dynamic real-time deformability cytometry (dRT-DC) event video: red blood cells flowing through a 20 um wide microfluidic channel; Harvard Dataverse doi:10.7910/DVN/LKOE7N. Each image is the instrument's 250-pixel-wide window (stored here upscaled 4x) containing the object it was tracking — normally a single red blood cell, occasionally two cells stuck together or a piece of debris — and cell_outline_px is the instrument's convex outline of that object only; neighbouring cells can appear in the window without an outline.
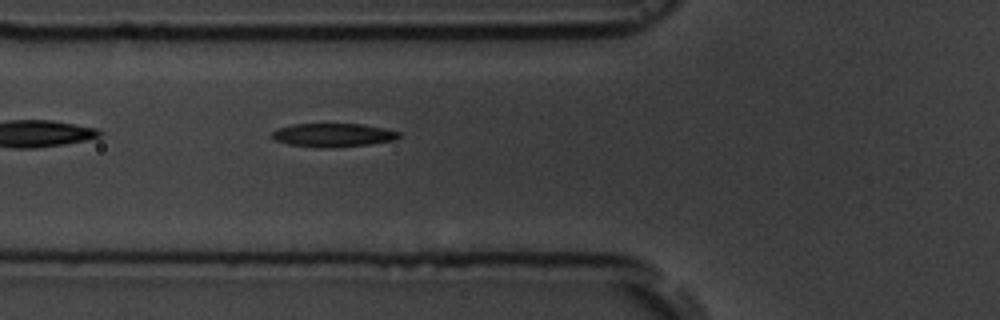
{"species": "common noctule bat (a hibernating species)", "species_latin": "Nyctalus noctula", "temperature_condition": "room temperature", "stored_images_in_passage": 7, "camera_frame_rate_fps": 3000, "um_per_image_px": 0.085, "animal": {"sex": "male", "body_mass_g": 19.5, "forearm_length_mm": 54.6}, "frame": {"image": 1, "passage_image": 7, "time_ms": 6.667, "image_size_px": [1000, 320], "cell_outline_px": [[400, 136], [396, 140], [368, 144], [328, 148], [320, 148], [288, 144], [276, 140], [272, 136], [272, 132], [280, 128], [292, 124], [360, 124], [384, 128], [400, 132]], "centroid_in_image_um": [28.33, 11.48], "position_along_channel_um": 97.5, "area_um2": 17.28}}